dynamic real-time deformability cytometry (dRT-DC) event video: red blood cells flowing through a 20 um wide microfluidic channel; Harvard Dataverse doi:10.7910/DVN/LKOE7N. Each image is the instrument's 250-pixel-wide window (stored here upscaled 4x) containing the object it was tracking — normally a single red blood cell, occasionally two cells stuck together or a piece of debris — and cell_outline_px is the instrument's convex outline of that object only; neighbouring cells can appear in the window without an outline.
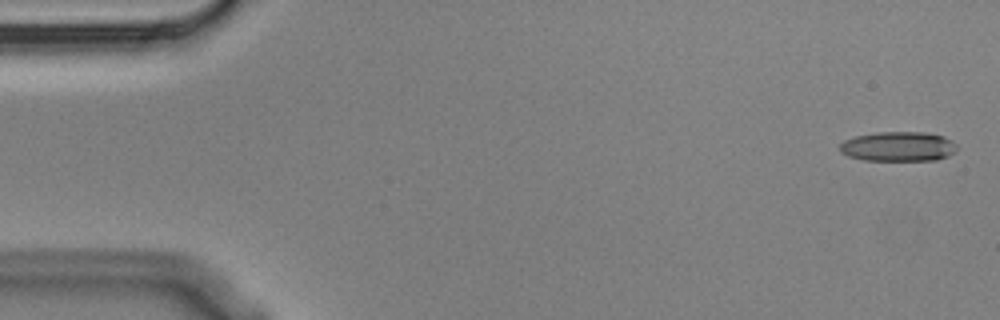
{"species": "Egyptian fruit bat (a non-hibernating species)", "species_latin": "Rousettus aegyptiacus", "temperature_condition": "cold", "stored_images_in_passage": 6, "segment_of_instrument_passage": [1, 2], "camera_frame_rate_fps": 3000, "um_per_image_px": 0.085, "animal": {"sex": "male"}, "frame": {"image": 1, "passage_image": 1, "time_ms": 0.0, "image_size_px": [1000, 320], "cell_outline_px": [[956, 152], [948, 156], [936, 160], [864, 160], [848, 156], [840, 152], [840, 144], [844, 140], [856, 136], [876, 132], [924, 132], [944, 136], [952, 140], [956, 144]], "centroid_in_image_um": [76.37, 12.45], "position_along_channel_um": 8.6, "area_um2": 20.35}}